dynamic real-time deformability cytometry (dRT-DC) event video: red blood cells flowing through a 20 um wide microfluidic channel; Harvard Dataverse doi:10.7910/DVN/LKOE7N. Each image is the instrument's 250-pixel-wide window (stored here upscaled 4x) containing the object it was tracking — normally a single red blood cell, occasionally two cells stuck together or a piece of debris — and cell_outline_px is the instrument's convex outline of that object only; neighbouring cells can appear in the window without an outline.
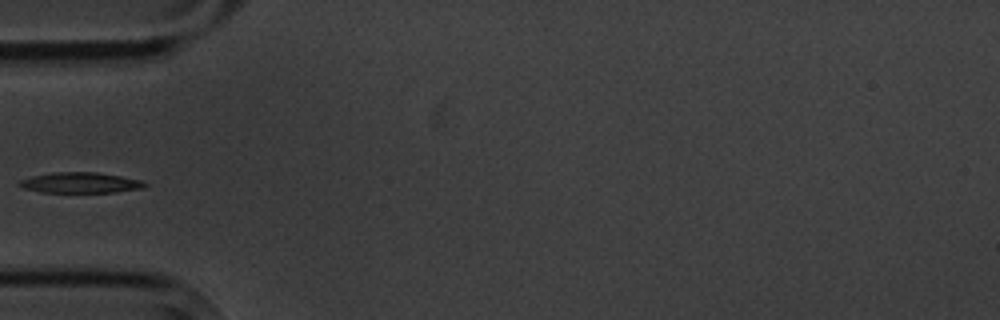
{"species": "common noctule bat (a hibernating species)", "species_latin": "Nyctalus noctula", "temperature_condition": "cold", "stored_images_in_passage": 6, "camera_frame_rate_fps": 3000, "um_per_image_px": 0.085, "animal": {"sex": "male", "body_mass_g": 20.1, "forearm_length_mm": 53.5}, "frame": {"image": 1, "passage_image": 6, "time_ms": 6.667, "image_size_px": [1000, 320], "cell_outline_px": [[148, 184], [144, 188], [116, 192], [40, 192], [24, 188], [16, 184], [20, 180], [32, 176], [52, 172], [96, 172], [120, 176], [140, 180]], "centroid_in_image_um": [6.82, 15.53], "position_along_channel_um": 78.2, "area_um2": 15.03}}